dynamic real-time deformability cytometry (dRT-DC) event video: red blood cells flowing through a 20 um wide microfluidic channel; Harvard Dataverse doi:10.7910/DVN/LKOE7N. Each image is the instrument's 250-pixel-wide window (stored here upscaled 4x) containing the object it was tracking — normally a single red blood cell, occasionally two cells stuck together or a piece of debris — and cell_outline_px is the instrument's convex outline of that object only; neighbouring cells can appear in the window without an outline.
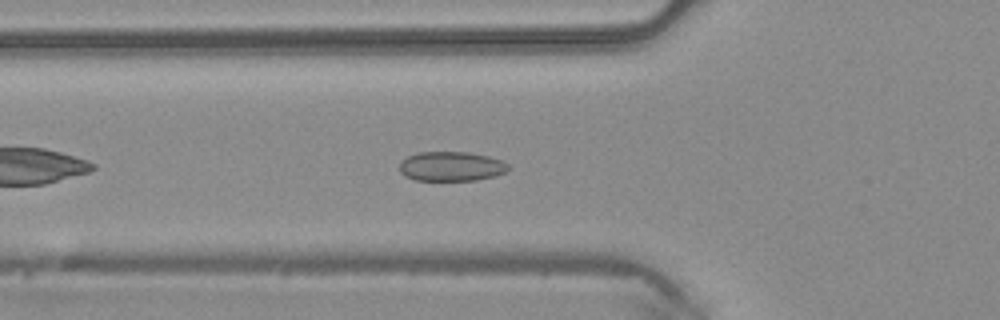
{"species": "common noctule bat (a hibernating species)", "species_latin": "Nyctalus noctula", "temperature_condition": "warm", "stored_images_in_passage": 36, "camera_frame_rate_fps": 3000, "um_per_image_px": 0.085, "animal": {"sex": "male", "body_mass_g": 20.4}, "frame": {"image": 1, "passage_image": 6, "time_ms": 1.667, "image_size_px": [1000, 320], "cell_outline_px": [[508, 168], [504, 172], [492, 176], [476, 180], [416, 180], [404, 176], [400, 172], [400, 160], [416, 152], [468, 152], [488, 156], [500, 160], [508, 164]], "centroid_in_image_um": [38.3, 14.13], "position_along_channel_um": 87.5, "area_um2": 18.61}}
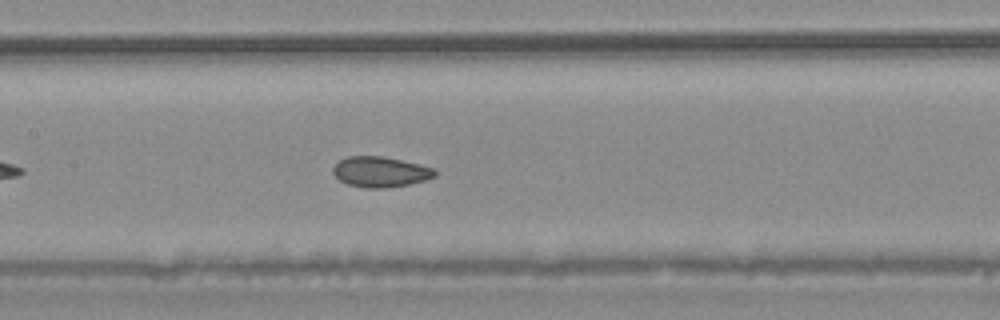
{"frame": {"image": 2, "passage_image": 12, "time_ms": 3.667, "image_size_px": [1000, 320], "cell_outline_px": [[436, 176], [424, 180], [408, 184], [384, 188], [364, 188], [348, 184], [340, 180], [332, 172], [332, 168], [340, 160], [348, 156], [384, 156], [420, 164], [436, 168]], "centroid_in_image_um": [32.34, 14.6], "position_along_channel_um": 175.1, "area_um2": 18.09}}
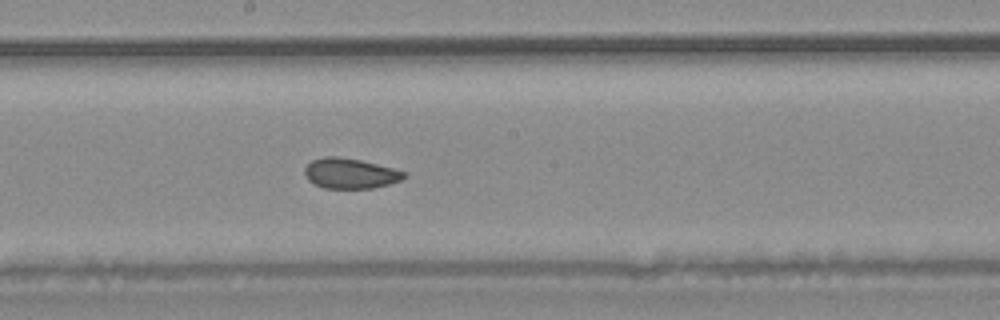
{"frame": {"image": 3, "passage_image": 15, "time_ms": 4.667, "image_size_px": [1000, 320], "cell_outline_px": [[408, 176], [400, 180], [388, 184], [372, 188], [324, 188], [308, 180], [304, 172], [304, 168], [312, 160], [324, 156], [336, 156], [360, 160], [408, 172]], "centroid_in_image_um": [29.77, 14.73], "position_along_channel_um": 218.4, "area_um2": 17.46}}